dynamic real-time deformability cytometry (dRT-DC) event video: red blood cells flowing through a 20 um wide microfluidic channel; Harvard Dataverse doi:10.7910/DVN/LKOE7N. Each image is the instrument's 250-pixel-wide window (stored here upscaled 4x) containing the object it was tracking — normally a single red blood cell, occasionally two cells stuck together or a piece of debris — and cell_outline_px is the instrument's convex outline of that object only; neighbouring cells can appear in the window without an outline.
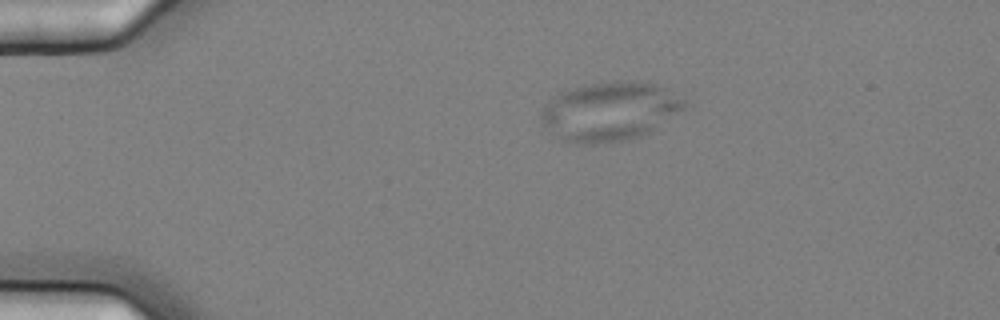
{"species": "common noctule bat (a hibernating species)", "species_latin": "Nyctalus noctula", "temperature_condition": "cold", "stored_images_in_passage": 4, "camera_frame_rate_fps": 3000, "um_per_image_px": 0.085, "animal": {"sex": "female", "body_mass_g": 25.1}, "frame": {"image": 1, "passage_image": 1, "time_ms": 0.0, "image_size_px": [1000, 320], "cell_outline_px": [[684, 108], [652, 132], [640, 136], [620, 140], [592, 144], [564, 144], [540, 120], [540, 112], [548, 100], [552, 96], [560, 92], [588, 84], [628, 80], [652, 84], [664, 88], [684, 100]], "centroid_in_image_um": [51.76, 9.49], "position_along_channel_um": 33.2, "area_um2": 48.9}}
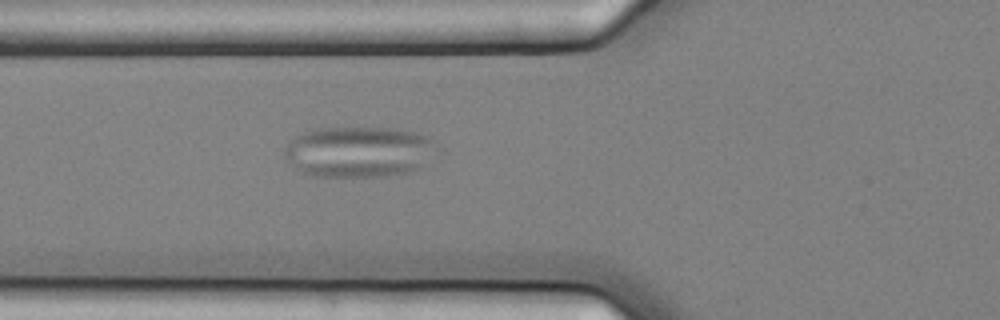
{"frame": {"image": 2, "passage_image": 4, "time_ms": 1.0, "image_size_px": [1000, 320], "cell_outline_px": [[432, 140], [420, 168], [412, 172], [388, 176], [312, 176], [296, 168], [284, 156], [284, 148], [296, 136], [312, 128], [396, 128], [416, 132], [428, 136]], "centroid_in_image_um": [30.4, 12.89], "position_along_channel_um": 95.4, "area_um2": 44.27}}